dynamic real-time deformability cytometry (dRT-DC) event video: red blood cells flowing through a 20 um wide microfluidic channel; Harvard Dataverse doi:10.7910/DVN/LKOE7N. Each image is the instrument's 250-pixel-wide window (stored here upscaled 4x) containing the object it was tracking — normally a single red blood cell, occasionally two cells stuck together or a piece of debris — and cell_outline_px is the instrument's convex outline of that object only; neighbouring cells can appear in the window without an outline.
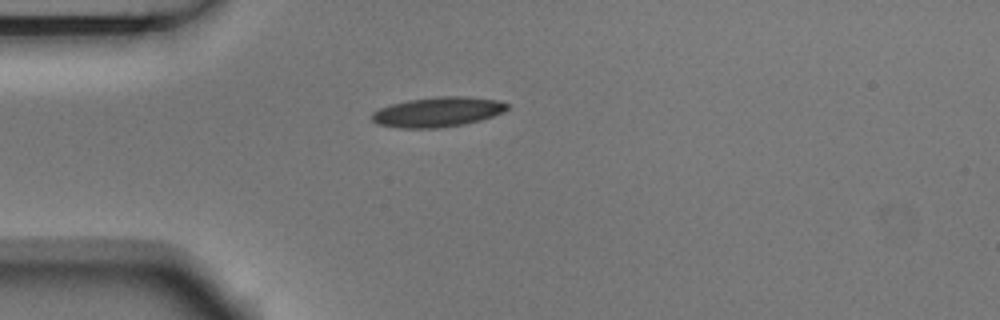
{"species": "Egyptian fruit bat (a non-hibernating species)", "species_latin": "Rousettus aegyptiacus", "temperature_condition": "room temperature", "stored_images_in_passage": 1, "camera_frame_rate_fps": 3000, "um_per_image_px": 0.085, "animal": {"sex": "male"}, "frame": {"image": 1, "passage_image": 1, "time_ms": 0.0, "image_size_px": [1000, 320], "cell_outline_px": [[508, 108], [504, 112], [480, 120], [464, 124], [436, 128], [400, 128], [376, 124], [372, 120], [372, 112], [380, 108], [392, 104], [408, 100], [436, 96], [464, 96], [496, 100], [508, 104]], "centroid_in_image_um": [37.18, 9.52], "position_along_channel_um": 47.8, "area_um2": 23.47}}